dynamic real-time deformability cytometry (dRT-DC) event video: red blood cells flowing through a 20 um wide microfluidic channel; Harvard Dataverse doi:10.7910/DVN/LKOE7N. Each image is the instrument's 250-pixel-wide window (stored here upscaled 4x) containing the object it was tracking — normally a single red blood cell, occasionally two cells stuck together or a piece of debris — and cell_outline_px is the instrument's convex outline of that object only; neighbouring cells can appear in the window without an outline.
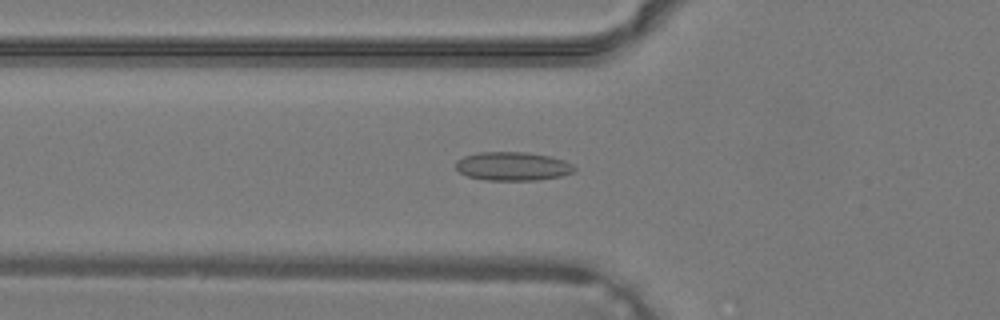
{"species": "common noctule bat (a hibernating species)", "species_latin": "Nyctalus noctula", "temperature_condition": "warm", "stored_images_in_passage": 22, "camera_frame_rate_fps": 3000, "um_per_image_px": 0.085, "animal": {"sex": "male", "body_mass_g": 19.2, "forearm_length_mm": 51.8}, "frame": {"image": 1, "passage_image": 2, "time_ms": 0.333, "image_size_px": [1000, 320], "cell_outline_px": [[576, 168], [572, 172], [560, 176], [536, 180], [484, 180], [468, 176], [460, 172], [456, 168], [456, 160], [464, 156], [480, 152], [524, 152], [548, 156], [564, 160], [572, 164]], "centroid_in_image_um": [43.55, 14.13], "position_along_channel_um": 82.2, "area_um2": 19.65}}
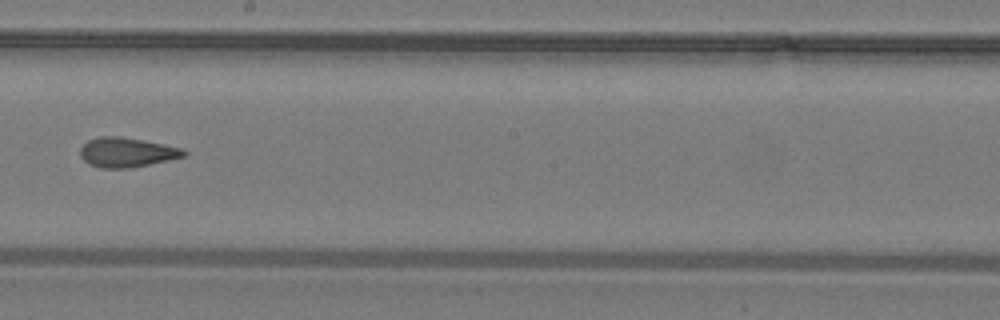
{"frame": {"image": 2, "passage_image": 11, "time_ms": 3.333, "image_size_px": [1000, 320], "cell_outline_px": [[188, 152], [184, 156], [168, 160], [128, 168], [100, 168], [88, 164], [80, 156], [80, 148], [88, 140], [100, 136], [120, 136], [164, 144], [180, 148]], "centroid_in_image_um": [10.73, 12.94], "position_along_channel_um": 237.5, "area_um2": 17.74}}
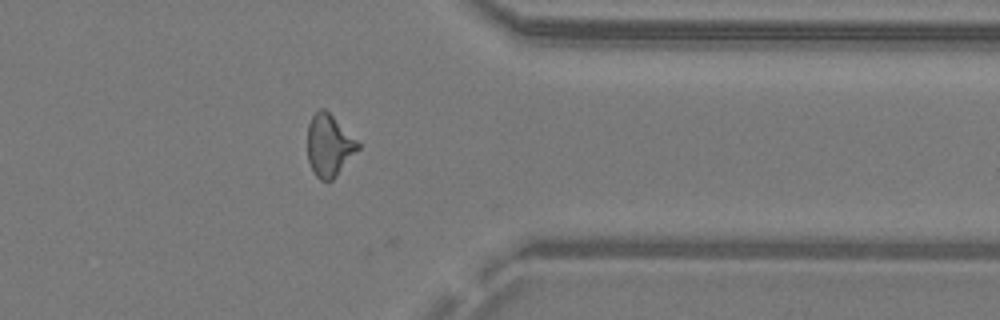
{"frame": {"image": 3, "passage_image": 20, "time_ms": 6.333, "image_size_px": [1000, 320], "cell_outline_px": [[360, 148], [336, 176], [332, 180], [320, 180], [316, 176], [308, 160], [308, 124], [312, 116], [320, 108], [324, 108], [360, 144]], "centroid_in_image_um": [27.97, 12.37], "position_along_channel_um": 383.4, "area_um2": 17.86}}